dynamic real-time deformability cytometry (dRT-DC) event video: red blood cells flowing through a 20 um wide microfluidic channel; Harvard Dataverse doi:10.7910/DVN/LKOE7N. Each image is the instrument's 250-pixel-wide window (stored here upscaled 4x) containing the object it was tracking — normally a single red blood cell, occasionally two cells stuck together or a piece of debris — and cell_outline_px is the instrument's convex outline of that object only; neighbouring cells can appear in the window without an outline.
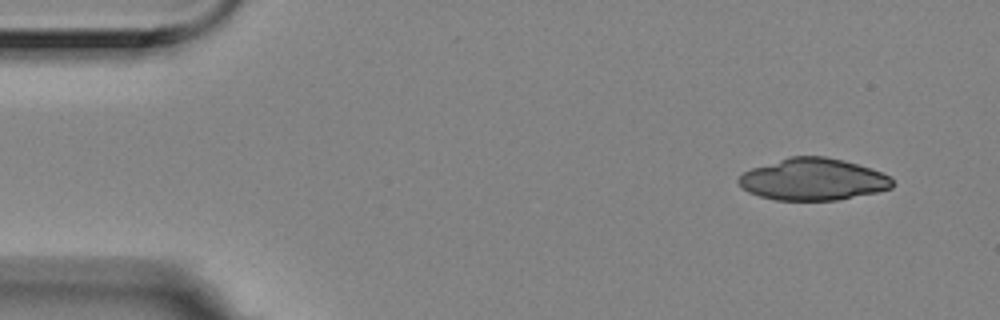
{"species": "Egyptian fruit bat (a non-hibernating species)", "species_latin": "Rousettus aegyptiacus", "temperature_condition": "room temperature", "stored_images_in_passage": 3, "camera_frame_rate_fps": 3000, "um_per_image_px": 0.085, "animal": {"sex": "female"}, "frame": {"image": 1, "passage_image": 1, "time_ms": 0.0, "image_size_px": [1000, 320], "cell_outline_px": [[892, 188], [876, 192], [836, 200], [776, 200], [760, 196], [748, 192], [736, 180], [744, 172], [752, 168], [788, 156], [824, 156], [844, 160], [880, 172], [888, 176], [892, 180]], "centroid_in_image_um": [69.07, 15.24], "position_along_channel_um": 15.9, "area_um2": 37.22}}